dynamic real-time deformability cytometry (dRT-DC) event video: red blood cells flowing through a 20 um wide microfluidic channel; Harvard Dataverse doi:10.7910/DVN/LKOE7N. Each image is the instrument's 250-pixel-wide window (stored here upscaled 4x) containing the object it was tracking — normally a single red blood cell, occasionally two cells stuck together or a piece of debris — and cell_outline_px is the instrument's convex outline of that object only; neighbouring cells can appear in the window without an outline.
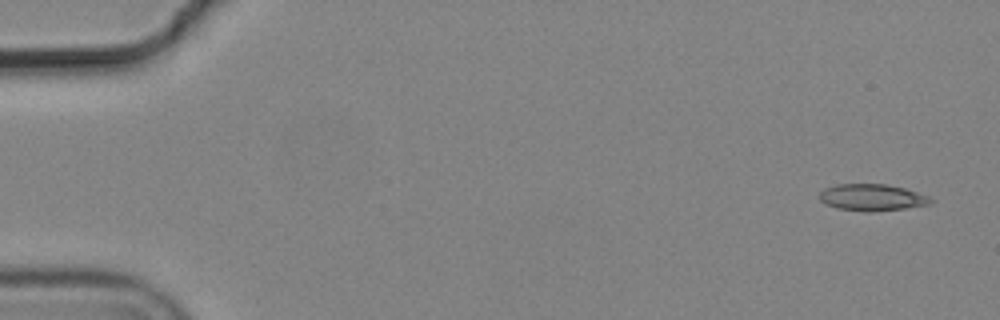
{"species": "common noctule bat (a hibernating species)", "species_latin": "Nyctalus noctula", "temperature_condition": "cold", "stored_images_in_passage": 3, "camera_frame_rate_fps": 3000, "um_per_image_px": 0.085, "animal": {"sex": "male", "body_mass_g": 19.2, "forearm_length_mm": 51.8}, "frame": {"image": 1, "passage_image": 1, "time_ms": 0.0, "image_size_px": [1000, 320], "cell_outline_px": [[936, 200], [928, 204], [904, 208], [868, 212], [836, 208], [820, 200], [820, 192], [824, 188], [836, 184], [884, 184], [904, 188], [928, 196]], "centroid_in_image_um": [74.11, 16.77], "position_along_channel_um": 10.9, "area_um2": 17.11}}